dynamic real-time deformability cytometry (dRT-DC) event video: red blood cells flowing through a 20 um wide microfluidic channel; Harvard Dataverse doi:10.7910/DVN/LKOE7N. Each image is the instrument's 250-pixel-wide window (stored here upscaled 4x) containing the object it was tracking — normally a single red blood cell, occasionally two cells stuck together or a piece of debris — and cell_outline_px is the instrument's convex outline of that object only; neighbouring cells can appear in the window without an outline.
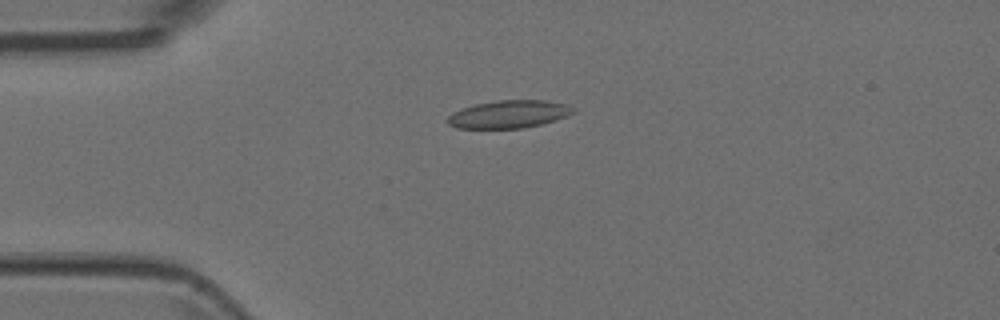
{"species": "Egyptian fruit bat (a non-hibernating species)", "species_latin": "Rousettus aegyptiacus", "temperature_condition": "room temperature", "stored_images_in_passage": 8, "camera_frame_rate_fps": 3000, "um_per_image_px": 0.085, "animal": {"sex": "female"}, "frame": {"image": 1, "passage_image": 3, "time_ms": 0.667, "image_size_px": [1000, 320], "cell_outline_px": [[576, 112], [568, 116], [556, 120], [540, 124], [520, 128], [456, 128], [448, 124], [448, 116], [452, 112], [460, 108], [476, 104], [496, 100], [548, 100], [568, 104], [576, 108]], "centroid_in_image_um": [43.29, 9.69], "position_along_channel_um": 41.7, "area_um2": 20.52}}
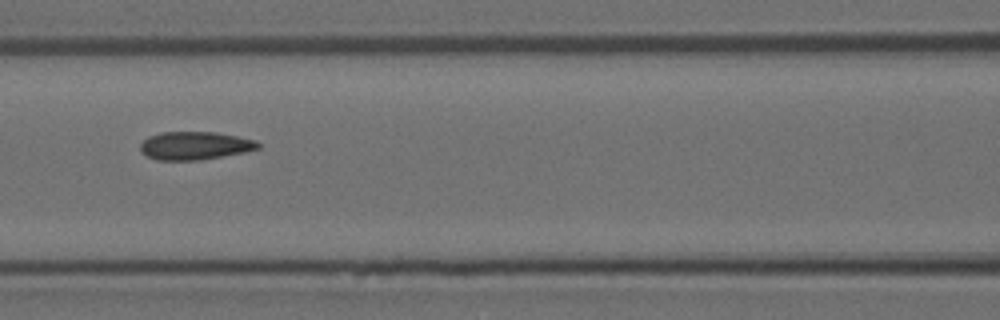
{"frame": {"image": 2, "passage_image": 6, "time_ms": 1.667, "image_size_px": [1000, 320], "cell_outline_px": [[260, 148], [244, 152], [200, 160], [156, 160], [140, 152], [140, 144], [148, 136], [160, 132], [216, 132], [256, 140], [260, 144]], "centroid_in_image_um": [16.54, 12.38], "position_along_channel_um": 150.1, "area_um2": 19.31}}
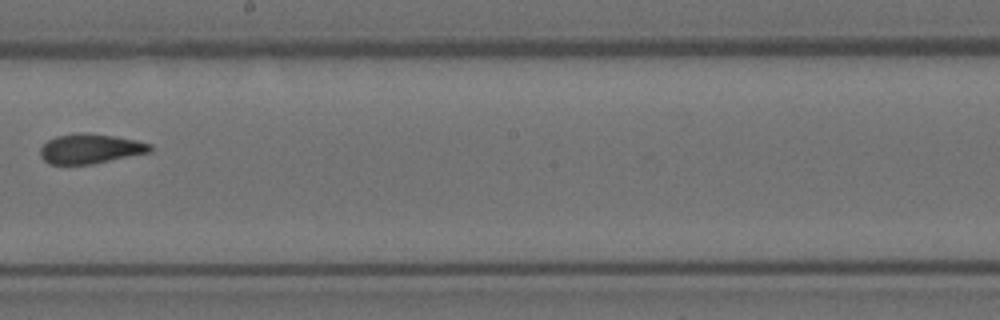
{"frame": {"image": 3, "passage_image": 8, "time_ms": 2.333, "image_size_px": [1000, 320], "cell_outline_px": [[152, 152], [92, 164], [48, 164], [40, 156], [40, 148], [48, 140], [56, 136], [80, 132], [84, 132], [116, 136], [136, 140], [152, 144]], "centroid_in_image_um": [7.69, 12.64], "position_along_channel_um": 240.5, "area_um2": 19.19}}